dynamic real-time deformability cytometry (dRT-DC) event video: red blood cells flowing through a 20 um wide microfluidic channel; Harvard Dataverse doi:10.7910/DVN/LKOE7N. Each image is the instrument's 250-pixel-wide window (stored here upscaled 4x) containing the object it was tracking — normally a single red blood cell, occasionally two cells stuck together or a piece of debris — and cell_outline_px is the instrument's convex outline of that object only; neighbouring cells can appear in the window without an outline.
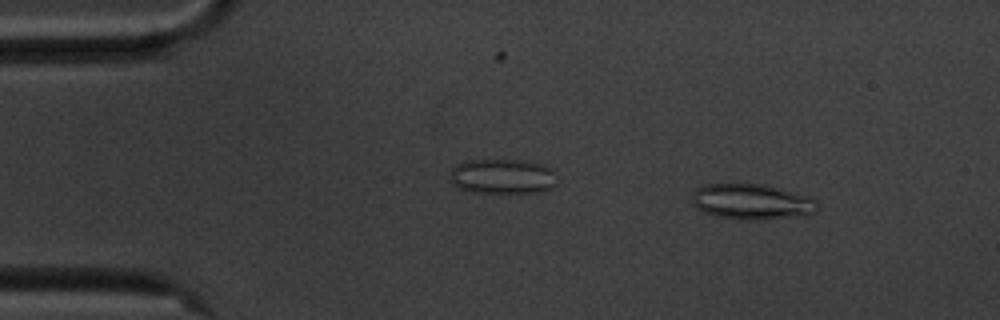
{"species": "common noctule bat (a hibernating species)", "species_latin": "Nyctalus noctula", "temperature_condition": "cold", "stored_images_in_passage": 55, "camera_frame_rate_fps": 3000, "um_per_image_px": 0.085, "animal": {"sex": "male", "body_mass_g": 20.1, "forearm_length_mm": 53.5}, "frame": {"image": 1, "passage_image": 6, "time_ms": 1.667, "image_size_px": [1000, 320], "cell_outline_px": [[816, 212], [808, 216], [716, 216], [704, 212], [696, 208], [692, 204], [692, 196], [696, 188], [704, 184], [764, 184], [796, 192], [808, 196], [816, 200]], "centroid_in_image_um": [63.88, 17.07], "position_along_channel_um": 21.1, "area_um2": 24.8}}
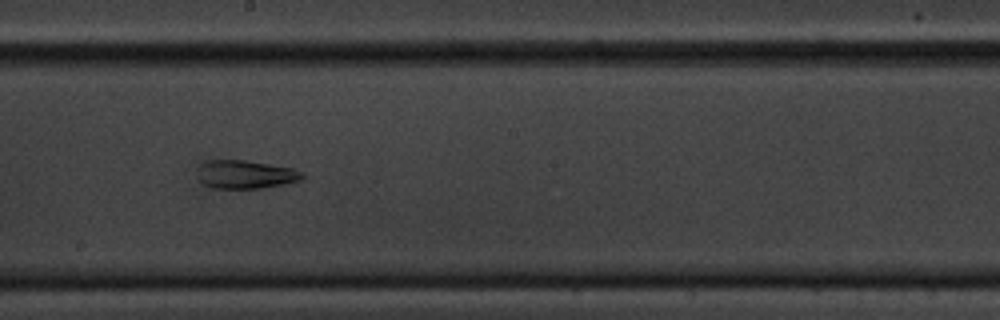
{"frame": {"image": 2, "passage_image": 30, "time_ms": 9.667, "image_size_px": [1000, 320], "cell_outline_px": [[304, 176], [300, 180], [288, 184], [264, 188], [212, 188], [204, 184], [200, 180], [200, 164], [208, 160], [244, 160], [292, 168], [300, 172]], "centroid_in_image_um": [20.89, 14.84], "position_along_channel_um": 227.3, "area_um2": 17.11}}
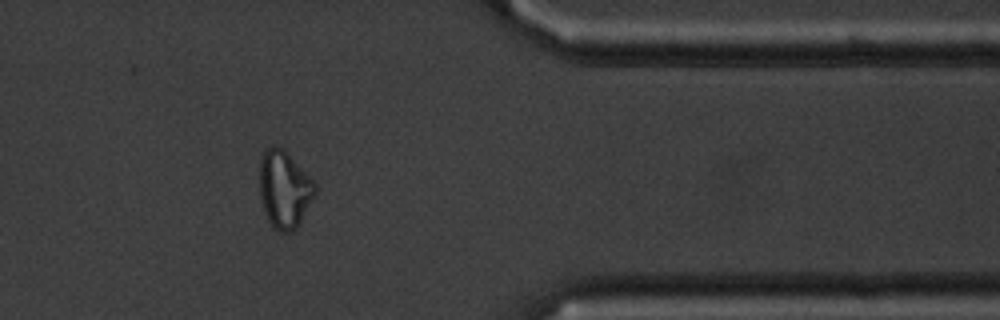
{"frame": {"image": 3, "passage_image": 45, "time_ms": 14.667, "image_size_px": [1000, 320], "cell_outline_px": [[320, 188], [300, 224], [292, 232], [280, 232], [268, 220], [260, 200], [260, 160], [264, 152], [272, 144], [276, 144], [284, 148], [316, 180]], "centroid_in_image_um": [24.24, 16.05], "position_along_channel_um": 387.2, "area_um2": 25.89}, "authors_computed_cell_mechanics": {"area_um2": 24.1604, "velocity_mm_per_s": 3.5442, "shape_relaxation_time_tau1_ms": null, "shape_relaxation_time_tau2_ms": 1.4567, "deformation_change_tau1": null, "deformation_change_tau2": 0.0748}}